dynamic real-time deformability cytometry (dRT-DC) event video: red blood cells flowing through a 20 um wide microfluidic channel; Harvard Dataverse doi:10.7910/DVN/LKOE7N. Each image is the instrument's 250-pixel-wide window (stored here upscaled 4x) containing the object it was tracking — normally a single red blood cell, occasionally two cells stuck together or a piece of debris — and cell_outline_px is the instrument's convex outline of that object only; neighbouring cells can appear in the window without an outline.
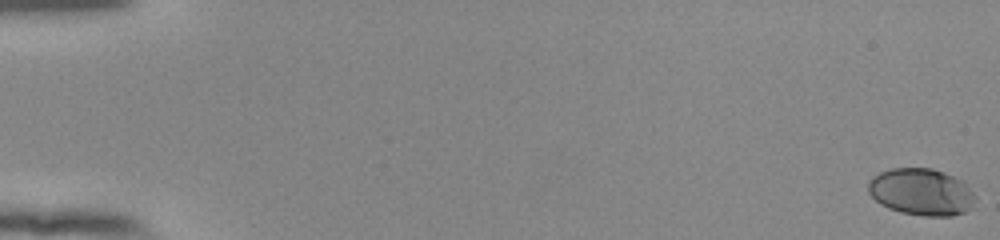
{"species": "human", "species_latin": "Homo sapiens", "temperature_condition": "room temperature", "stored_images_in_passage": 56, "camera_frame_rate_fps": 3000, "um_per_image_px": 0.085, "donor": {"sex": "female"}, "frame": {"image": 1, "passage_image": 1, "time_ms": 0.0, "image_size_px": [1000, 240], "cell_outline_px": [[976, 200], [964, 212], [952, 216], [924, 216], [900, 212], [888, 208], [880, 204], [868, 192], [868, 180], [872, 176], [880, 172], [892, 168], [932, 168], [944, 172], [964, 180], [976, 196]], "centroid_in_image_um": [78.31, 16.3], "position_along_channel_um": 6.7, "area_um2": 29.54}}
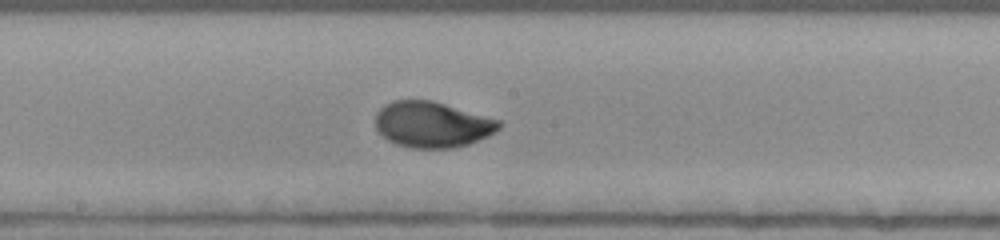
{"frame": {"image": 2, "passage_image": 32, "time_ms": 10.333, "image_size_px": [1000, 240], "cell_outline_px": [[504, 124], [496, 132], [488, 136], [468, 144], [452, 148], [412, 148], [396, 144], [388, 140], [376, 128], [376, 112], [384, 104], [392, 100], [432, 100], [500, 120]], "centroid_in_image_um": [36.75, 10.58], "position_along_channel_um": 211.5, "area_um2": 33.12}}
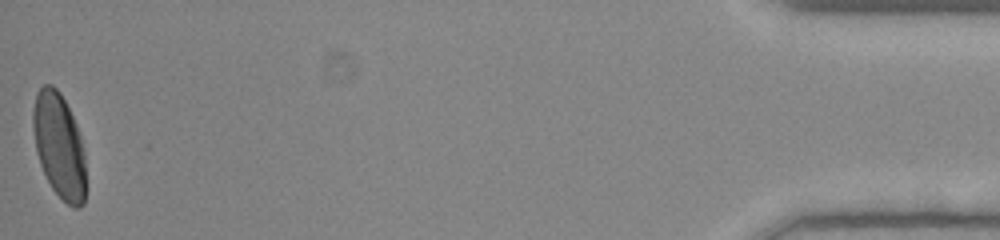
{"frame": {"image": 3, "passage_image": 56, "time_ms": 18.333, "image_size_px": [1000, 240], "cell_outline_px": [[84, 204], [80, 208], [72, 208], [52, 188], [40, 164], [36, 152], [32, 128], [32, 108], [36, 92], [44, 84], [52, 84], [60, 92], [76, 124], [80, 136], [84, 156]], "centroid_in_image_um": [4.99, 12.35], "position_along_channel_um": 430.2, "area_um2": 32.08}, "authors_computed_cell_mechanics": {"area_um2": 32.1657, "velocity_mm_per_s": 3.8425, "shape_relaxation_time_tau1_ms": 3.1144, "shape_relaxation_time_tau2_ms": null, "deformation_change_tau1": 0.1643, "deformation_change_tau2": null}}